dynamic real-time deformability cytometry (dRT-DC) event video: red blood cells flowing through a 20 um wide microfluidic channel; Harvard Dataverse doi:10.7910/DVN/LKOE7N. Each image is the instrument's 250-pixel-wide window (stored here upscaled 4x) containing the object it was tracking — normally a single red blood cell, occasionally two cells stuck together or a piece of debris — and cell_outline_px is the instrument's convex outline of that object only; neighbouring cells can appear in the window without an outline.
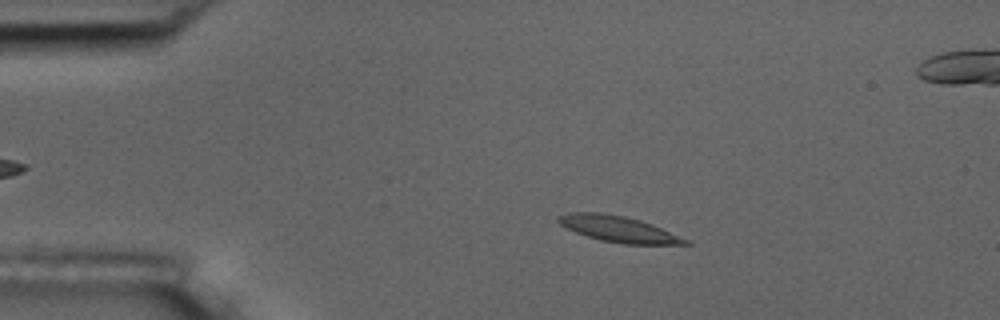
{"species": "common noctule bat (a hibernating species)", "species_latin": "Nyctalus noctula", "temperature_condition": "room temperature", "stored_images_in_passage": 7, "camera_frame_rate_fps": 3000, "um_per_image_px": 0.085, "animal": {"sex": "male", "body_mass_g": 17.5, "forearm_length_mm": 52.3}, "frame": {"image": 1, "passage_image": 2, "time_ms": 1.333, "image_size_px": [1000, 320], "cell_outline_px": [[692, 244], [624, 244], [600, 240], [576, 232], [560, 224], [556, 220], [556, 216], [568, 212], [600, 212], [624, 216], [652, 224], [688, 240]], "centroid_in_image_um": [52.52, 19.46], "position_along_channel_um": 32.5, "area_um2": 19.02}}
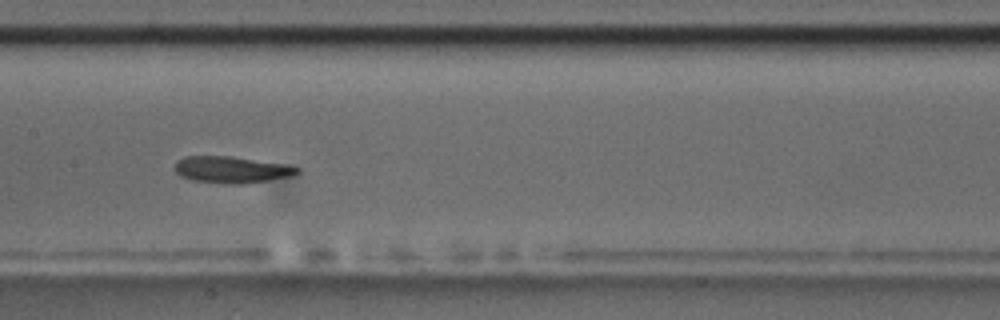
{"frame": {"image": 2, "passage_image": 7, "time_ms": 7.0, "image_size_px": [1000, 320], "cell_outline_px": [[300, 172], [292, 176], [244, 184], [232, 184], [192, 180], [180, 176], [172, 168], [176, 160], [184, 156], [232, 156], [288, 164], [300, 168]], "centroid_in_image_um": [19.67, 14.41], "position_along_channel_um": 187.7, "area_um2": 19.31}}